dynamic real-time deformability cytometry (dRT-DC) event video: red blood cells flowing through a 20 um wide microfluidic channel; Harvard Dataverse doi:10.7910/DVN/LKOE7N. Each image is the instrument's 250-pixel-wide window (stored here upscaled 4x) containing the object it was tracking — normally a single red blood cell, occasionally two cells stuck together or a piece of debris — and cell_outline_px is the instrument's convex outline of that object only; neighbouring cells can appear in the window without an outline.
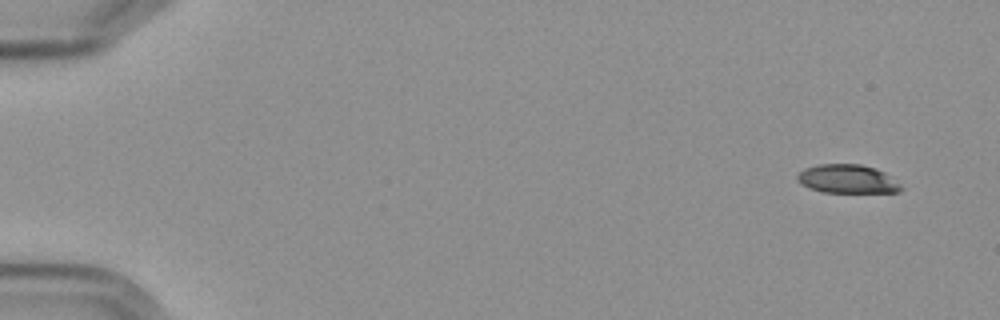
{"species": "Egyptian fruit bat (a non-hibernating species)", "species_latin": "Rousettus aegyptiacus", "temperature_condition": "cold", "stored_images_in_passage": 6, "camera_frame_rate_fps": 3000, "um_per_image_px": 0.085, "frame": {"image": 1, "passage_image": 1, "time_ms": 0.0, "image_size_px": [1000, 320], "cell_outline_px": [[904, 188], [900, 192], [820, 192], [808, 188], [800, 184], [796, 180], [796, 176], [804, 168], [820, 164], [860, 164], [876, 168], [884, 172], [900, 184]], "centroid_in_image_um": [72.0, 15.21], "position_along_channel_um": 13.0, "area_um2": 17.46}}